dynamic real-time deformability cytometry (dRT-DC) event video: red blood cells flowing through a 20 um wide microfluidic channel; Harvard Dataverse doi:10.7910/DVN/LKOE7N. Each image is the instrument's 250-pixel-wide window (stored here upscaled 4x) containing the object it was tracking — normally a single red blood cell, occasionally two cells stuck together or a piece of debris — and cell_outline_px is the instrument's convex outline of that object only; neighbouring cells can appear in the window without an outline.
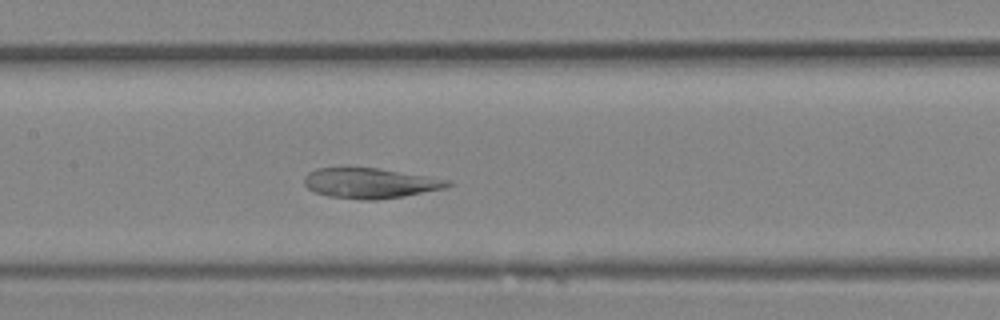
{"species": "Egyptian fruit bat (a non-hibernating species)", "species_latin": "Rousettus aegyptiacus", "temperature_condition": "room temperature", "stored_images_in_passage": 15, "camera_frame_rate_fps": 3000, "um_per_image_px": 0.085, "animal": {"sex": "female"}, "frame": {"image": 1, "passage_image": 8, "time_ms": 2.333, "image_size_px": [1000, 320], "cell_outline_px": [[452, 184], [448, 188], [404, 196], [376, 200], [364, 200], [328, 196], [316, 192], [308, 188], [304, 184], [304, 176], [308, 172], [316, 168], [376, 168], [452, 180]], "centroid_in_image_um": [31.49, 15.57], "position_along_channel_um": 175.9, "area_um2": 25.26}}
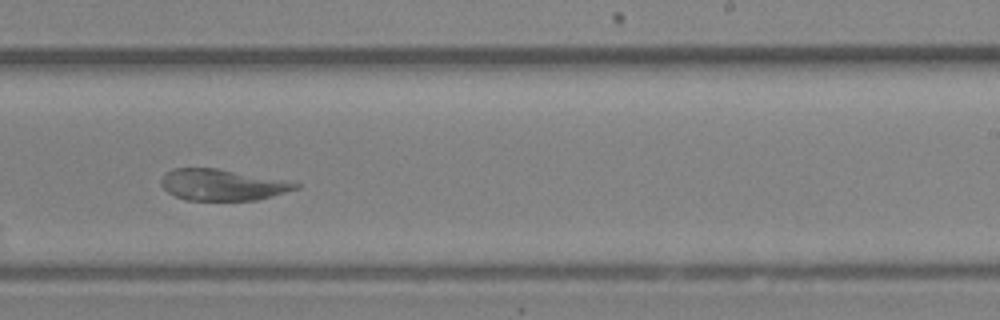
{"frame": {"image": 2, "passage_image": 12, "time_ms": 3.667, "image_size_px": [1000, 320], "cell_outline_px": [[300, 188], [256, 200], [184, 200], [168, 192], [160, 184], [160, 180], [172, 168], [216, 168], [296, 180], [300, 184]], "centroid_in_image_um": [18.99, 15.69], "position_along_channel_um": 270.0, "area_um2": 24.91}}
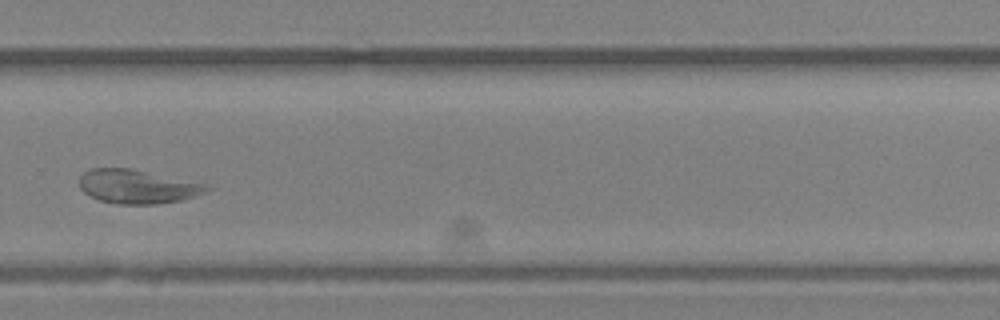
{"frame": {"image": 3, "passage_image": 14, "time_ms": 4.333, "image_size_px": [1000, 320], "cell_outline_px": [[216, 188], [184, 200], [156, 204], [116, 204], [100, 200], [84, 192], [80, 188], [80, 176], [88, 168], [128, 168], [200, 184]], "centroid_in_image_um": [11.63, 15.87], "position_along_channel_um": 318.2, "area_um2": 24.62}}